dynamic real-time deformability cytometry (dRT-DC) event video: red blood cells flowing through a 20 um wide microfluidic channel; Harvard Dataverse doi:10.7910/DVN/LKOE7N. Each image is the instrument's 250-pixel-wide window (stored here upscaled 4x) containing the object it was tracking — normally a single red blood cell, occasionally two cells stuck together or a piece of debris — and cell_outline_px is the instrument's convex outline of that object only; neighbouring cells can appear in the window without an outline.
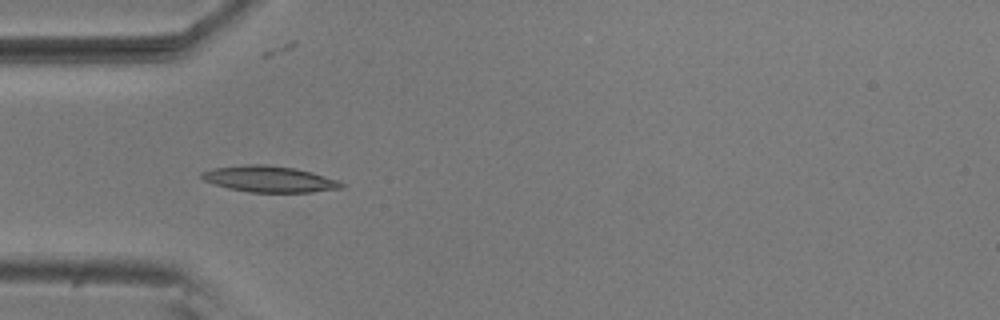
{"species": "common noctule bat (a hibernating species)", "species_latin": "Nyctalus noctula", "temperature_condition": "room temperature", "stored_images_in_passage": 4, "camera_frame_rate_fps": 3000, "um_per_image_px": 0.085, "animal": {"sex": "male", "body_mass_g": 20.5, "forearm_length_mm": 52.5}, "frame": {"image": 1, "passage_image": 1, "time_ms": 0.0, "image_size_px": [1000, 320], "cell_outline_px": [[344, 188], [312, 192], [248, 192], [228, 188], [204, 180], [200, 176], [200, 172], [212, 168], [248, 164], [264, 164], [296, 168], [312, 172], [340, 180], [344, 184]], "centroid_in_image_um": [22.92, 15.21], "position_along_channel_um": 62.1, "area_um2": 21.44}}
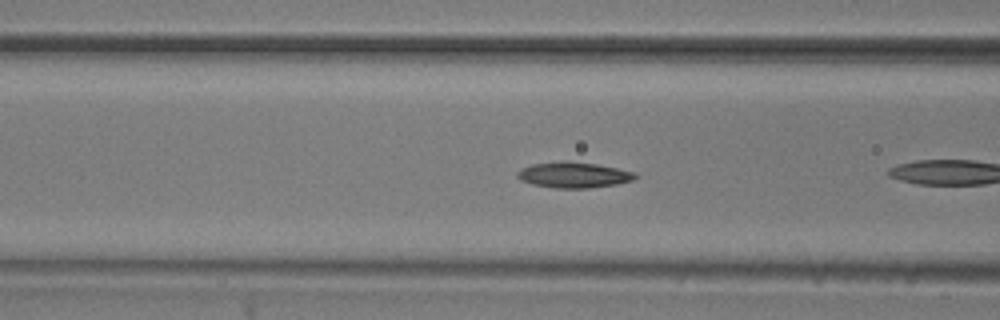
{"frame": {"image": 2, "passage_image": 3, "time_ms": 0.667, "image_size_px": [1000, 320], "cell_outline_px": [[640, 176], [632, 180], [616, 184], [588, 188], [556, 188], [532, 184], [520, 180], [516, 176], [516, 172], [520, 168], [532, 164], [560, 160], [568, 160], [596, 164], [636, 172]], "centroid_in_image_um": [48.73, 14.85], "position_along_channel_um": 117.9, "area_um2": 17.92}}